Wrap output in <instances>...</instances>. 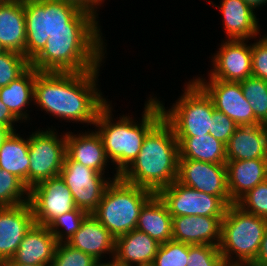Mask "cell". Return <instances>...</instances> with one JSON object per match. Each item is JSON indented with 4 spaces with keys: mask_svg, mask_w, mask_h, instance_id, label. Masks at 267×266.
Masks as SVG:
<instances>
[{
    "mask_svg": "<svg viewBox=\"0 0 267 266\" xmlns=\"http://www.w3.org/2000/svg\"><path fill=\"white\" fill-rule=\"evenodd\" d=\"M250 7H252L255 11L261 10L263 6H267V0H243Z\"/></svg>",
    "mask_w": 267,
    "mask_h": 266,
    "instance_id": "cell-43",
    "label": "cell"
},
{
    "mask_svg": "<svg viewBox=\"0 0 267 266\" xmlns=\"http://www.w3.org/2000/svg\"><path fill=\"white\" fill-rule=\"evenodd\" d=\"M136 229L160 244L172 240V216L158 194H153L142 206Z\"/></svg>",
    "mask_w": 267,
    "mask_h": 266,
    "instance_id": "cell-27",
    "label": "cell"
},
{
    "mask_svg": "<svg viewBox=\"0 0 267 266\" xmlns=\"http://www.w3.org/2000/svg\"><path fill=\"white\" fill-rule=\"evenodd\" d=\"M193 80L206 92L214 108L226 114L238 126L261 124L255 117L253 109L244 97L240 82H227L214 78H204L198 74Z\"/></svg>",
    "mask_w": 267,
    "mask_h": 266,
    "instance_id": "cell-12",
    "label": "cell"
},
{
    "mask_svg": "<svg viewBox=\"0 0 267 266\" xmlns=\"http://www.w3.org/2000/svg\"><path fill=\"white\" fill-rule=\"evenodd\" d=\"M237 127L238 125L226 114L215 109L212 115L211 130H209V134L215 139L227 144L231 136L235 133Z\"/></svg>",
    "mask_w": 267,
    "mask_h": 266,
    "instance_id": "cell-39",
    "label": "cell"
},
{
    "mask_svg": "<svg viewBox=\"0 0 267 266\" xmlns=\"http://www.w3.org/2000/svg\"><path fill=\"white\" fill-rule=\"evenodd\" d=\"M103 30H58L30 61L38 72H85L105 64L107 41ZM107 54V55H106Z\"/></svg>",
    "mask_w": 267,
    "mask_h": 266,
    "instance_id": "cell-3",
    "label": "cell"
},
{
    "mask_svg": "<svg viewBox=\"0 0 267 266\" xmlns=\"http://www.w3.org/2000/svg\"><path fill=\"white\" fill-rule=\"evenodd\" d=\"M35 224L47 226L53 219L77 208L72 193L59 176L36 184L29 190Z\"/></svg>",
    "mask_w": 267,
    "mask_h": 266,
    "instance_id": "cell-14",
    "label": "cell"
},
{
    "mask_svg": "<svg viewBox=\"0 0 267 266\" xmlns=\"http://www.w3.org/2000/svg\"><path fill=\"white\" fill-rule=\"evenodd\" d=\"M235 204L248 213L267 219V179L243 195Z\"/></svg>",
    "mask_w": 267,
    "mask_h": 266,
    "instance_id": "cell-35",
    "label": "cell"
},
{
    "mask_svg": "<svg viewBox=\"0 0 267 266\" xmlns=\"http://www.w3.org/2000/svg\"><path fill=\"white\" fill-rule=\"evenodd\" d=\"M267 219L229 205L221 222L219 251L225 264L251 266L260 251Z\"/></svg>",
    "mask_w": 267,
    "mask_h": 266,
    "instance_id": "cell-6",
    "label": "cell"
},
{
    "mask_svg": "<svg viewBox=\"0 0 267 266\" xmlns=\"http://www.w3.org/2000/svg\"><path fill=\"white\" fill-rule=\"evenodd\" d=\"M157 194L167 206L172 217H224L228 207L220 197L184 186L177 180L161 189Z\"/></svg>",
    "mask_w": 267,
    "mask_h": 266,
    "instance_id": "cell-11",
    "label": "cell"
},
{
    "mask_svg": "<svg viewBox=\"0 0 267 266\" xmlns=\"http://www.w3.org/2000/svg\"><path fill=\"white\" fill-rule=\"evenodd\" d=\"M148 96L143 105V112L140 114L142 118L137 117L136 114L134 117L132 113L127 114V112L126 115L123 113L117 114V117L114 116L116 110L112 100L99 111L96 117L93 128L101 136L106 156L113 165V169L110 168L113 176H119L134 161L147 133L163 118L161 106L154 93Z\"/></svg>",
    "mask_w": 267,
    "mask_h": 266,
    "instance_id": "cell-2",
    "label": "cell"
},
{
    "mask_svg": "<svg viewBox=\"0 0 267 266\" xmlns=\"http://www.w3.org/2000/svg\"><path fill=\"white\" fill-rule=\"evenodd\" d=\"M102 67L85 72H39L34 82L35 111H44L63 124L93 127L99 111L110 100L99 84Z\"/></svg>",
    "mask_w": 267,
    "mask_h": 266,
    "instance_id": "cell-1",
    "label": "cell"
},
{
    "mask_svg": "<svg viewBox=\"0 0 267 266\" xmlns=\"http://www.w3.org/2000/svg\"><path fill=\"white\" fill-rule=\"evenodd\" d=\"M153 194L118 177L107 185L92 215L117 238L136 229L140 210Z\"/></svg>",
    "mask_w": 267,
    "mask_h": 266,
    "instance_id": "cell-7",
    "label": "cell"
},
{
    "mask_svg": "<svg viewBox=\"0 0 267 266\" xmlns=\"http://www.w3.org/2000/svg\"><path fill=\"white\" fill-rule=\"evenodd\" d=\"M88 215L85 211L74 210L57 216L48 225V229L55 236L58 243L68 242L79 230L84 218Z\"/></svg>",
    "mask_w": 267,
    "mask_h": 266,
    "instance_id": "cell-32",
    "label": "cell"
},
{
    "mask_svg": "<svg viewBox=\"0 0 267 266\" xmlns=\"http://www.w3.org/2000/svg\"><path fill=\"white\" fill-rule=\"evenodd\" d=\"M160 243L137 229L115 238L113 262L119 266H151Z\"/></svg>",
    "mask_w": 267,
    "mask_h": 266,
    "instance_id": "cell-21",
    "label": "cell"
},
{
    "mask_svg": "<svg viewBox=\"0 0 267 266\" xmlns=\"http://www.w3.org/2000/svg\"><path fill=\"white\" fill-rule=\"evenodd\" d=\"M29 190L21 179L0 168V207L29 202Z\"/></svg>",
    "mask_w": 267,
    "mask_h": 266,
    "instance_id": "cell-31",
    "label": "cell"
},
{
    "mask_svg": "<svg viewBox=\"0 0 267 266\" xmlns=\"http://www.w3.org/2000/svg\"><path fill=\"white\" fill-rule=\"evenodd\" d=\"M240 86L253 109L254 117L267 125V81L251 76L241 81Z\"/></svg>",
    "mask_w": 267,
    "mask_h": 266,
    "instance_id": "cell-30",
    "label": "cell"
},
{
    "mask_svg": "<svg viewBox=\"0 0 267 266\" xmlns=\"http://www.w3.org/2000/svg\"><path fill=\"white\" fill-rule=\"evenodd\" d=\"M38 73L35 68L30 66L20 77L8 85L0 87V100L24 124L32 122L31 119L34 118L30 114L32 108L31 110L28 108L34 107V82Z\"/></svg>",
    "mask_w": 267,
    "mask_h": 266,
    "instance_id": "cell-25",
    "label": "cell"
},
{
    "mask_svg": "<svg viewBox=\"0 0 267 266\" xmlns=\"http://www.w3.org/2000/svg\"><path fill=\"white\" fill-rule=\"evenodd\" d=\"M12 131L0 148V168L21 179L28 187L29 134Z\"/></svg>",
    "mask_w": 267,
    "mask_h": 266,
    "instance_id": "cell-28",
    "label": "cell"
},
{
    "mask_svg": "<svg viewBox=\"0 0 267 266\" xmlns=\"http://www.w3.org/2000/svg\"><path fill=\"white\" fill-rule=\"evenodd\" d=\"M185 82L182 94H179V98L169 107H165L164 100H160V96L154 95L161 106L163 118L173 128L175 137L209 134L215 110L213 102L193 79Z\"/></svg>",
    "mask_w": 267,
    "mask_h": 266,
    "instance_id": "cell-8",
    "label": "cell"
},
{
    "mask_svg": "<svg viewBox=\"0 0 267 266\" xmlns=\"http://www.w3.org/2000/svg\"><path fill=\"white\" fill-rule=\"evenodd\" d=\"M225 165L232 204L267 179V159L227 161Z\"/></svg>",
    "mask_w": 267,
    "mask_h": 266,
    "instance_id": "cell-26",
    "label": "cell"
},
{
    "mask_svg": "<svg viewBox=\"0 0 267 266\" xmlns=\"http://www.w3.org/2000/svg\"><path fill=\"white\" fill-rule=\"evenodd\" d=\"M30 67V61L13 51L0 53V87L6 86L20 77Z\"/></svg>",
    "mask_w": 267,
    "mask_h": 266,
    "instance_id": "cell-33",
    "label": "cell"
},
{
    "mask_svg": "<svg viewBox=\"0 0 267 266\" xmlns=\"http://www.w3.org/2000/svg\"><path fill=\"white\" fill-rule=\"evenodd\" d=\"M179 145V158L214 164H225L226 144L211 134L195 137H176Z\"/></svg>",
    "mask_w": 267,
    "mask_h": 266,
    "instance_id": "cell-29",
    "label": "cell"
},
{
    "mask_svg": "<svg viewBox=\"0 0 267 266\" xmlns=\"http://www.w3.org/2000/svg\"><path fill=\"white\" fill-rule=\"evenodd\" d=\"M57 244L55 236L47 226L34 223L12 259L23 264L51 265Z\"/></svg>",
    "mask_w": 267,
    "mask_h": 266,
    "instance_id": "cell-23",
    "label": "cell"
},
{
    "mask_svg": "<svg viewBox=\"0 0 267 266\" xmlns=\"http://www.w3.org/2000/svg\"><path fill=\"white\" fill-rule=\"evenodd\" d=\"M109 266H119V265H116L113 260H109Z\"/></svg>",
    "mask_w": 267,
    "mask_h": 266,
    "instance_id": "cell-48",
    "label": "cell"
},
{
    "mask_svg": "<svg viewBox=\"0 0 267 266\" xmlns=\"http://www.w3.org/2000/svg\"><path fill=\"white\" fill-rule=\"evenodd\" d=\"M0 43L6 51H13L26 57L24 1L0 2Z\"/></svg>",
    "mask_w": 267,
    "mask_h": 266,
    "instance_id": "cell-24",
    "label": "cell"
},
{
    "mask_svg": "<svg viewBox=\"0 0 267 266\" xmlns=\"http://www.w3.org/2000/svg\"><path fill=\"white\" fill-rule=\"evenodd\" d=\"M251 266H267V226L264 232L259 254Z\"/></svg>",
    "mask_w": 267,
    "mask_h": 266,
    "instance_id": "cell-42",
    "label": "cell"
},
{
    "mask_svg": "<svg viewBox=\"0 0 267 266\" xmlns=\"http://www.w3.org/2000/svg\"><path fill=\"white\" fill-rule=\"evenodd\" d=\"M17 123H19L17 125ZM21 122L10 112L8 107L0 100V127L11 129L12 131H18L17 126H20ZM16 126V127H15Z\"/></svg>",
    "mask_w": 267,
    "mask_h": 266,
    "instance_id": "cell-40",
    "label": "cell"
},
{
    "mask_svg": "<svg viewBox=\"0 0 267 266\" xmlns=\"http://www.w3.org/2000/svg\"><path fill=\"white\" fill-rule=\"evenodd\" d=\"M67 243L97 261L113 260L115 237L92 214L84 218L79 230Z\"/></svg>",
    "mask_w": 267,
    "mask_h": 266,
    "instance_id": "cell-20",
    "label": "cell"
},
{
    "mask_svg": "<svg viewBox=\"0 0 267 266\" xmlns=\"http://www.w3.org/2000/svg\"><path fill=\"white\" fill-rule=\"evenodd\" d=\"M226 159H267V125L238 126L226 144Z\"/></svg>",
    "mask_w": 267,
    "mask_h": 266,
    "instance_id": "cell-22",
    "label": "cell"
},
{
    "mask_svg": "<svg viewBox=\"0 0 267 266\" xmlns=\"http://www.w3.org/2000/svg\"><path fill=\"white\" fill-rule=\"evenodd\" d=\"M253 40L254 42L251 43L252 76L267 81V36L261 34Z\"/></svg>",
    "mask_w": 267,
    "mask_h": 266,
    "instance_id": "cell-38",
    "label": "cell"
},
{
    "mask_svg": "<svg viewBox=\"0 0 267 266\" xmlns=\"http://www.w3.org/2000/svg\"><path fill=\"white\" fill-rule=\"evenodd\" d=\"M188 244L174 240L160 244L151 266H187Z\"/></svg>",
    "mask_w": 267,
    "mask_h": 266,
    "instance_id": "cell-34",
    "label": "cell"
},
{
    "mask_svg": "<svg viewBox=\"0 0 267 266\" xmlns=\"http://www.w3.org/2000/svg\"><path fill=\"white\" fill-rule=\"evenodd\" d=\"M223 266H248V265H237V264H225Z\"/></svg>",
    "mask_w": 267,
    "mask_h": 266,
    "instance_id": "cell-47",
    "label": "cell"
},
{
    "mask_svg": "<svg viewBox=\"0 0 267 266\" xmlns=\"http://www.w3.org/2000/svg\"><path fill=\"white\" fill-rule=\"evenodd\" d=\"M209 62L208 76L227 82H241L252 76V48L247 40H220ZM212 68V69H211Z\"/></svg>",
    "mask_w": 267,
    "mask_h": 266,
    "instance_id": "cell-13",
    "label": "cell"
},
{
    "mask_svg": "<svg viewBox=\"0 0 267 266\" xmlns=\"http://www.w3.org/2000/svg\"><path fill=\"white\" fill-rule=\"evenodd\" d=\"M34 223L29 202L0 207V263L14 257L22 239Z\"/></svg>",
    "mask_w": 267,
    "mask_h": 266,
    "instance_id": "cell-18",
    "label": "cell"
},
{
    "mask_svg": "<svg viewBox=\"0 0 267 266\" xmlns=\"http://www.w3.org/2000/svg\"><path fill=\"white\" fill-rule=\"evenodd\" d=\"M59 175L70 189L75 206L88 214L97 209L107 185L112 181L107 175L73 161L67 154Z\"/></svg>",
    "mask_w": 267,
    "mask_h": 266,
    "instance_id": "cell-10",
    "label": "cell"
},
{
    "mask_svg": "<svg viewBox=\"0 0 267 266\" xmlns=\"http://www.w3.org/2000/svg\"><path fill=\"white\" fill-rule=\"evenodd\" d=\"M224 261L219 246L208 244L189 245L187 266H223Z\"/></svg>",
    "mask_w": 267,
    "mask_h": 266,
    "instance_id": "cell-37",
    "label": "cell"
},
{
    "mask_svg": "<svg viewBox=\"0 0 267 266\" xmlns=\"http://www.w3.org/2000/svg\"><path fill=\"white\" fill-rule=\"evenodd\" d=\"M177 181L184 186L220 197L228 206L232 204L225 164L179 158Z\"/></svg>",
    "mask_w": 267,
    "mask_h": 266,
    "instance_id": "cell-15",
    "label": "cell"
},
{
    "mask_svg": "<svg viewBox=\"0 0 267 266\" xmlns=\"http://www.w3.org/2000/svg\"><path fill=\"white\" fill-rule=\"evenodd\" d=\"M94 266H109V259L108 261H97Z\"/></svg>",
    "mask_w": 267,
    "mask_h": 266,
    "instance_id": "cell-46",
    "label": "cell"
},
{
    "mask_svg": "<svg viewBox=\"0 0 267 266\" xmlns=\"http://www.w3.org/2000/svg\"><path fill=\"white\" fill-rule=\"evenodd\" d=\"M93 130H81L80 133L79 131H77V133L74 131L72 132L71 129L70 131L67 130L66 154L73 161L79 162L97 172L106 174L111 180L117 179L119 176H112L109 174L108 168H110L112 164L106 156L101 136L95 128Z\"/></svg>",
    "mask_w": 267,
    "mask_h": 266,
    "instance_id": "cell-17",
    "label": "cell"
},
{
    "mask_svg": "<svg viewBox=\"0 0 267 266\" xmlns=\"http://www.w3.org/2000/svg\"><path fill=\"white\" fill-rule=\"evenodd\" d=\"M224 217H172V240L189 245L219 246L221 222Z\"/></svg>",
    "mask_w": 267,
    "mask_h": 266,
    "instance_id": "cell-19",
    "label": "cell"
},
{
    "mask_svg": "<svg viewBox=\"0 0 267 266\" xmlns=\"http://www.w3.org/2000/svg\"><path fill=\"white\" fill-rule=\"evenodd\" d=\"M3 51H5V49L3 48V46L0 43V53L3 52Z\"/></svg>",
    "mask_w": 267,
    "mask_h": 266,
    "instance_id": "cell-49",
    "label": "cell"
},
{
    "mask_svg": "<svg viewBox=\"0 0 267 266\" xmlns=\"http://www.w3.org/2000/svg\"><path fill=\"white\" fill-rule=\"evenodd\" d=\"M0 266H50V265H32L15 262L13 259H9L0 263Z\"/></svg>",
    "mask_w": 267,
    "mask_h": 266,
    "instance_id": "cell-44",
    "label": "cell"
},
{
    "mask_svg": "<svg viewBox=\"0 0 267 266\" xmlns=\"http://www.w3.org/2000/svg\"><path fill=\"white\" fill-rule=\"evenodd\" d=\"M217 8L222 15L224 40H251L261 35L262 25L255 10L243 0H220V4L206 0Z\"/></svg>",
    "mask_w": 267,
    "mask_h": 266,
    "instance_id": "cell-16",
    "label": "cell"
},
{
    "mask_svg": "<svg viewBox=\"0 0 267 266\" xmlns=\"http://www.w3.org/2000/svg\"><path fill=\"white\" fill-rule=\"evenodd\" d=\"M77 5L80 9L92 13L99 19L100 7H104L106 0H62ZM99 12V13H98Z\"/></svg>",
    "mask_w": 267,
    "mask_h": 266,
    "instance_id": "cell-41",
    "label": "cell"
},
{
    "mask_svg": "<svg viewBox=\"0 0 267 266\" xmlns=\"http://www.w3.org/2000/svg\"><path fill=\"white\" fill-rule=\"evenodd\" d=\"M96 262L91 255L62 242L57 244L50 266H94Z\"/></svg>",
    "mask_w": 267,
    "mask_h": 266,
    "instance_id": "cell-36",
    "label": "cell"
},
{
    "mask_svg": "<svg viewBox=\"0 0 267 266\" xmlns=\"http://www.w3.org/2000/svg\"><path fill=\"white\" fill-rule=\"evenodd\" d=\"M26 58L31 61L58 30H102L100 20L62 0H25Z\"/></svg>",
    "mask_w": 267,
    "mask_h": 266,
    "instance_id": "cell-5",
    "label": "cell"
},
{
    "mask_svg": "<svg viewBox=\"0 0 267 266\" xmlns=\"http://www.w3.org/2000/svg\"><path fill=\"white\" fill-rule=\"evenodd\" d=\"M178 166V141L171 125L162 118L147 133L140 152L119 177L157 194L177 180Z\"/></svg>",
    "mask_w": 267,
    "mask_h": 266,
    "instance_id": "cell-4",
    "label": "cell"
},
{
    "mask_svg": "<svg viewBox=\"0 0 267 266\" xmlns=\"http://www.w3.org/2000/svg\"><path fill=\"white\" fill-rule=\"evenodd\" d=\"M12 132L11 129H7L4 127H0V148L4 142V140L7 138V136Z\"/></svg>",
    "mask_w": 267,
    "mask_h": 266,
    "instance_id": "cell-45",
    "label": "cell"
},
{
    "mask_svg": "<svg viewBox=\"0 0 267 266\" xmlns=\"http://www.w3.org/2000/svg\"><path fill=\"white\" fill-rule=\"evenodd\" d=\"M47 127V128H46ZM29 132L28 188L59 176L66 155V131L51 125ZM60 134V135H59Z\"/></svg>",
    "mask_w": 267,
    "mask_h": 266,
    "instance_id": "cell-9",
    "label": "cell"
}]
</instances>
